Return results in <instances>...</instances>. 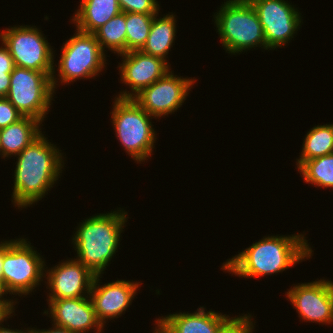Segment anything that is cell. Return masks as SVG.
<instances>
[{
    "label": "cell",
    "instance_id": "obj_3",
    "mask_svg": "<svg viewBox=\"0 0 333 333\" xmlns=\"http://www.w3.org/2000/svg\"><path fill=\"white\" fill-rule=\"evenodd\" d=\"M122 211V212H121ZM123 210L91 216L79 224L73 237L78 261L93 274L101 275L118 245L126 220Z\"/></svg>",
    "mask_w": 333,
    "mask_h": 333
},
{
    "label": "cell",
    "instance_id": "obj_26",
    "mask_svg": "<svg viewBox=\"0 0 333 333\" xmlns=\"http://www.w3.org/2000/svg\"><path fill=\"white\" fill-rule=\"evenodd\" d=\"M253 328L251 315H244L231 317L216 333H252Z\"/></svg>",
    "mask_w": 333,
    "mask_h": 333
},
{
    "label": "cell",
    "instance_id": "obj_12",
    "mask_svg": "<svg viewBox=\"0 0 333 333\" xmlns=\"http://www.w3.org/2000/svg\"><path fill=\"white\" fill-rule=\"evenodd\" d=\"M288 299L304 321L333 322V282L318 280L302 283L290 288L286 293Z\"/></svg>",
    "mask_w": 333,
    "mask_h": 333
},
{
    "label": "cell",
    "instance_id": "obj_23",
    "mask_svg": "<svg viewBox=\"0 0 333 333\" xmlns=\"http://www.w3.org/2000/svg\"><path fill=\"white\" fill-rule=\"evenodd\" d=\"M298 170L305 182L320 188H333V153L306 160Z\"/></svg>",
    "mask_w": 333,
    "mask_h": 333
},
{
    "label": "cell",
    "instance_id": "obj_22",
    "mask_svg": "<svg viewBox=\"0 0 333 333\" xmlns=\"http://www.w3.org/2000/svg\"><path fill=\"white\" fill-rule=\"evenodd\" d=\"M126 30L125 12H120L93 34L103 51L109 48L122 54L126 52Z\"/></svg>",
    "mask_w": 333,
    "mask_h": 333
},
{
    "label": "cell",
    "instance_id": "obj_13",
    "mask_svg": "<svg viewBox=\"0 0 333 333\" xmlns=\"http://www.w3.org/2000/svg\"><path fill=\"white\" fill-rule=\"evenodd\" d=\"M120 55L123 57V62L118 67L121 71L120 80L131 87L132 94L123 91L117 98L133 99L143 89L170 71L167 60L145 54L141 50H133Z\"/></svg>",
    "mask_w": 333,
    "mask_h": 333
},
{
    "label": "cell",
    "instance_id": "obj_33",
    "mask_svg": "<svg viewBox=\"0 0 333 333\" xmlns=\"http://www.w3.org/2000/svg\"><path fill=\"white\" fill-rule=\"evenodd\" d=\"M156 325L155 332L153 333H170L169 330L158 320L156 319Z\"/></svg>",
    "mask_w": 333,
    "mask_h": 333
},
{
    "label": "cell",
    "instance_id": "obj_14",
    "mask_svg": "<svg viewBox=\"0 0 333 333\" xmlns=\"http://www.w3.org/2000/svg\"><path fill=\"white\" fill-rule=\"evenodd\" d=\"M100 276H94L89 298L91 299L97 320L104 327L106 322L104 320L118 318V315L120 316L123 311H126L136 294L139 283L117 280L116 282L104 284L99 287Z\"/></svg>",
    "mask_w": 333,
    "mask_h": 333
},
{
    "label": "cell",
    "instance_id": "obj_25",
    "mask_svg": "<svg viewBox=\"0 0 333 333\" xmlns=\"http://www.w3.org/2000/svg\"><path fill=\"white\" fill-rule=\"evenodd\" d=\"M121 12L158 14L159 4L156 0H118Z\"/></svg>",
    "mask_w": 333,
    "mask_h": 333
},
{
    "label": "cell",
    "instance_id": "obj_29",
    "mask_svg": "<svg viewBox=\"0 0 333 333\" xmlns=\"http://www.w3.org/2000/svg\"><path fill=\"white\" fill-rule=\"evenodd\" d=\"M4 294H8L7 291L5 290V287L2 283V281H0V312L3 315H10L13 314V307H14V303L13 300L9 301V299L5 300V298L2 299V295Z\"/></svg>",
    "mask_w": 333,
    "mask_h": 333
},
{
    "label": "cell",
    "instance_id": "obj_2",
    "mask_svg": "<svg viewBox=\"0 0 333 333\" xmlns=\"http://www.w3.org/2000/svg\"><path fill=\"white\" fill-rule=\"evenodd\" d=\"M312 252L303 235L268 236L229 259L222 269L235 276L258 278L284 271Z\"/></svg>",
    "mask_w": 333,
    "mask_h": 333
},
{
    "label": "cell",
    "instance_id": "obj_32",
    "mask_svg": "<svg viewBox=\"0 0 333 333\" xmlns=\"http://www.w3.org/2000/svg\"><path fill=\"white\" fill-rule=\"evenodd\" d=\"M8 316H11V315H4L1 319H0V325H1V323L2 322H4V320H6V318H9ZM27 331V332H26ZM0 333H33V329H28V330H25V332L24 331H22V330H10V329H8V328H4V327H1L0 326Z\"/></svg>",
    "mask_w": 333,
    "mask_h": 333
},
{
    "label": "cell",
    "instance_id": "obj_10",
    "mask_svg": "<svg viewBox=\"0 0 333 333\" xmlns=\"http://www.w3.org/2000/svg\"><path fill=\"white\" fill-rule=\"evenodd\" d=\"M248 1L258 15L269 50L287 44L301 26L299 12L284 0Z\"/></svg>",
    "mask_w": 333,
    "mask_h": 333
},
{
    "label": "cell",
    "instance_id": "obj_8",
    "mask_svg": "<svg viewBox=\"0 0 333 333\" xmlns=\"http://www.w3.org/2000/svg\"><path fill=\"white\" fill-rule=\"evenodd\" d=\"M7 29L0 33V39L2 44L8 47L14 65L48 73L52 76V85L55 88L58 81L54 78L53 49L40 30L36 26L27 25Z\"/></svg>",
    "mask_w": 333,
    "mask_h": 333
},
{
    "label": "cell",
    "instance_id": "obj_19",
    "mask_svg": "<svg viewBox=\"0 0 333 333\" xmlns=\"http://www.w3.org/2000/svg\"><path fill=\"white\" fill-rule=\"evenodd\" d=\"M120 12L118 0H82L71 20L79 31L93 34Z\"/></svg>",
    "mask_w": 333,
    "mask_h": 333
},
{
    "label": "cell",
    "instance_id": "obj_31",
    "mask_svg": "<svg viewBox=\"0 0 333 333\" xmlns=\"http://www.w3.org/2000/svg\"><path fill=\"white\" fill-rule=\"evenodd\" d=\"M33 333H76V332H73V331H70V330H68L67 328H64V327H60V326H57V325H55L54 327H53V329H49V330H35V329H33Z\"/></svg>",
    "mask_w": 333,
    "mask_h": 333
},
{
    "label": "cell",
    "instance_id": "obj_5",
    "mask_svg": "<svg viewBox=\"0 0 333 333\" xmlns=\"http://www.w3.org/2000/svg\"><path fill=\"white\" fill-rule=\"evenodd\" d=\"M113 103L112 123L121 146L133 160L145 161L152 155L156 139L150 121L152 116L133 99L115 98Z\"/></svg>",
    "mask_w": 333,
    "mask_h": 333
},
{
    "label": "cell",
    "instance_id": "obj_18",
    "mask_svg": "<svg viewBox=\"0 0 333 333\" xmlns=\"http://www.w3.org/2000/svg\"><path fill=\"white\" fill-rule=\"evenodd\" d=\"M42 122L29 116H23L17 122L0 129L1 157L18 155L24 148L30 145L42 133Z\"/></svg>",
    "mask_w": 333,
    "mask_h": 333
},
{
    "label": "cell",
    "instance_id": "obj_30",
    "mask_svg": "<svg viewBox=\"0 0 333 333\" xmlns=\"http://www.w3.org/2000/svg\"><path fill=\"white\" fill-rule=\"evenodd\" d=\"M10 76L11 73H4V71H0V98L6 97L10 88Z\"/></svg>",
    "mask_w": 333,
    "mask_h": 333
},
{
    "label": "cell",
    "instance_id": "obj_1",
    "mask_svg": "<svg viewBox=\"0 0 333 333\" xmlns=\"http://www.w3.org/2000/svg\"><path fill=\"white\" fill-rule=\"evenodd\" d=\"M48 141L41 134L17 155L12 197L19 208L41 200L62 173V155Z\"/></svg>",
    "mask_w": 333,
    "mask_h": 333
},
{
    "label": "cell",
    "instance_id": "obj_24",
    "mask_svg": "<svg viewBox=\"0 0 333 333\" xmlns=\"http://www.w3.org/2000/svg\"><path fill=\"white\" fill-rule=\"evenodd\" d=\"M155 14L125 12L126 52L141 50L150 33Z\"/></svg>",
    "mask_w": 333,
    "mask_h": 333
},
{
    "label": "cell",
    "instance_id": "obj_27",
    "mask_svg": "<svg viewBox=\"0 0 333 333\" xmlns=\"http://www.w3.org/2000/svg\"><path fill=\"white\" fill-rule=\"evenodd\" d=\"M23 115L11 104L6 97L0 98V129L17 122Z\"/></svg>",
    "mask_w": 333,
    "mask_h": 333
},
{
    "label": "cell",
    "instance_id": "obj_7",
    "mask_svg": "<svg viewBox=\"0 0 333 333\" xmlns=\"http://www.w3.org/2000/svg\"><path fill=\"white\" fill-rule=\"evenodd\" d=\"M6 98L23 115L43 121L55 89L52 76L45 72L15 66Z\"/></svg>",
    "mask_w": 333,
    "mask_h": 333
},
{
    "label": "cell",
    "instance_id": "obj_9",
    "mask_svg": "<svg viewBox=\"0 0 333 333\" xmlns=\"http://www.w3.org/2000/svg\"><path fill=\"white\" fill-rule=\"evenodd\" d=\"M77 33L62 47L58 71L61 83H69L75 79L96 76L105 64V54L92 33L76 29Z\"/></svg>",
    "mask_w": 333,
    "mask_h": 333
},
{
    "label": "cell",
    "instance_id": "obj_11",
    "mask_svg": "<svg viewBox=\"0 0 333 333\" xmlns=\"http://www.w3.org/2000/svg\"><path fill=\"white\" fill-rule=\"evenodd\" d=\"M169 71L143 89L133 100L153 118L168 115L181 107L195 79L176 77Z\"/></svg>",
    "mask_w": 333,
    "mask_h": 333
},
{
    "label": "cell",
    "instance_id": "obj_4",
    "mask_svg": "<svg viewBox=\"0 0 333 333\" xmlns=\"http://www.w3.org/2000/svg\"><path fill=\"white\" fill-rule=\"evenodd\" d=\"M214 16L217 32L228 53L258 46L269 49L258 15L248 0H227Z\"/></svg>",
    "mask_w": 333,
    "mask_h": 333
},
{
    "label": "cell",
    "instance_id": "obj_17",
    "mask_svg": "<svg viewBox=\"0 0 333 333\" xmlns=\"http://www.w3.org/2000/svg\"><path fill=\"white\" fill-rule=\"evenodd\" d=\"M230 317L200 307L194 313H176L158 320L170 333H216Z\"/></svg>",
    "mask_w": 333,
    "mask_h": 333
},
{
    "label": "cell",
    "instance_id": "obj_15",
    "mask_svg": "<svg viewBox=\"0 0 333 333\" xmlns=\"http://www.w3.org/2000/svg\"><path fill=\"white\" fill-rule=\"evenodd\" d=\"M46 274L51 289L48 301L84 297V293L88 295L95 276L77 259L61 262Z\"/></svg>",
    "mask_w": 333,
    "mask_h": 333
},
{
    "label": "cell",
    "instance_id": "obj_35",
    "mask_svg": "<svg viewBox=\"0 0 333 333\" xmlns=\"http://www.w3.org/2000/svg\"><path fill=\"white\" fill-rule=\"evenodd\" d=\"M4 315L0 312V319L3 317Z\"/></svg>",
    "mask_w": 333,
    "mask_h": 333
},
{
    "label": "cell",
    "instance_id": "obj_20",
    "mask_svg": "<svg viewBox=\"0 0 333 333\" xmlns=\"http://www.w3.org/2000/svg\"><path fill=\"white\" fill-rule=\"evenodd\" d=\"M157 15L153 18L149 36L141 51L166 60L176 35V19L173 14H167L163 18H157Z\"/></svg>",
    "mask_w": 333,
    "mask_h": 333
},
{
    "label": "cell",
    "instance_id": "obj_28",
    "mask_svg": "<svg viewBox=\"0 0 333 333\" xmlns=\"http://www.w3.org/2000/svg\"><path fill=\"white\" fill-rule=\"evenodd\" d=\"M14 67L15 65L10 51L4 44V47H0V71H4V73H12Z\"/></svg>",
    "mask_w": 333,
    "mask_h": 333
},
{
    "label": "cell",
    "instance_id": "obj_34",
    "mask_svg": "<svg viewBox=\"0 0 333 333\" xmlns=\"http://www.w3.org/2000/svg\"><path fill=\"white\" fill-rule=\"evenodd\" d=\"M2 269H3V242L0 243V281H2Z\"/></svg>",
    "mask_w": 333,
    "mask_h": 333
},
{
    "label": "cell",
    "instance_id": "obj_21",
    "mask_svg": "<svg viewBox=\"0 0 333 333\" xmlns=\"http://www.w3.org/2000/svg\"><path fill=\"white\" fill-rule=\"evenodd\" d=\"M330 153H333V130L331 125H317L307 133L304 139L301 156L297 160V168L306 160Z\"/></svg>",
    "mask_w": 333,
    "mask_h": 333
},
{
    "label": "cell",
    "instance_id": "obj_16",
    "mask_svg": "<svg viewBox=\"0 0 333 333\" xmlns=\"http://www.w3.org/2000/svg\"><path fill=\"white\" fill-rule=\"evenodd\" d=\"M50 315L54 324L76 333H84L96 328L101 333L103 326L97 320L89 296L63 298L49 301ZM93 327V328H92Z\"/></svg>",
    "mask_w": 333,
    "mask_h": 333
},
{
    "label": "cell",
    "instance_id": "obj_6",
    "mask_svg": "<svg viewBox=\"0 0 333 333\" xmlns=\"http://www.w3.org/2000/svg\"><path fill=\"white\" fill-rule=\"evenodd\" d=\"M39 255L23 238L3 242L2 283L7 293L28 295L39 285L45 270Z\"/></svg>",
    "mask_w": 333,
    "mask_h": 333
}]
</instances>
